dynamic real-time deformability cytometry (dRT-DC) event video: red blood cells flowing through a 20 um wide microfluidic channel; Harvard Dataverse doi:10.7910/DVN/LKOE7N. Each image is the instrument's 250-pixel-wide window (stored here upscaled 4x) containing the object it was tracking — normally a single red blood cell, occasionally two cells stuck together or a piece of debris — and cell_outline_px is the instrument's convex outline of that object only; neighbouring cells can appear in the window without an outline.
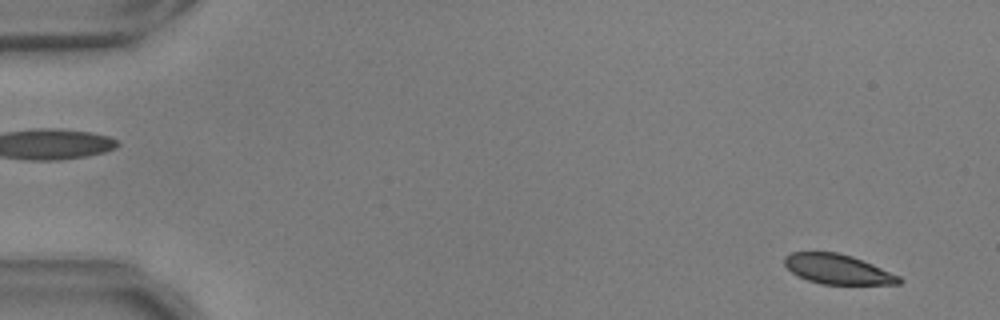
{"species": "common noctule bat (a hibernating species)", "species_latin": "Nyctalus noctula", "temperature_condition": "warm", "stored_images_in_passage": 7, "camera_frame_rate_fps": 3000, "um_per_image_px": 0.085, "animal": {"sex": "male", "body_mass_g": 17.9, "forearm_length_mm": 54.2}, "frame": {"image": 1, "passage_image": 3, "time_ms": 0.667, "image_size_px": [1000, 320], "cell_outline_px": [[904, 280], [900, 284], [820, 284], [808, 280], [792, 272], [784, 264], [784, 256], [792, 252], [836, 252], [852, 256], [872, 264], [900, 276]], "centroid_in_image_um": [71.21, 22.88], "position_along_channel_um": 13.8, "area_um2": 19.77}}